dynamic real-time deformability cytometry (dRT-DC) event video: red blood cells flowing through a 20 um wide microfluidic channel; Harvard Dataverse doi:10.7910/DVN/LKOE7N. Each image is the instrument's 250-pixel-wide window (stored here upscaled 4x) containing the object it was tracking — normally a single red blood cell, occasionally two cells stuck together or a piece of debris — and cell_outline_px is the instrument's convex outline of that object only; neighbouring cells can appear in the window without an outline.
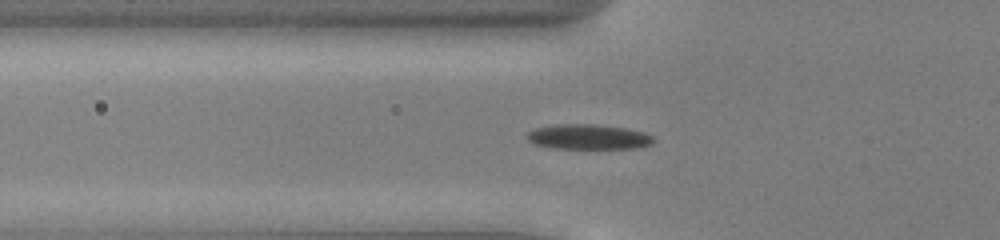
{"species": "common noctule bat (a hibernating species)", "species_latin": "Nyctalus noctula", "temperature_condition": "cold", "stored_images_in_passage": 54, "camera_frame_rate_fps": 3000, "um_per_image_px": 0.085, "animal": {"sex": "male", "body_mass_g": 13.0, "forearm_length_mm": 53.1}, "frame": {"image": 1, "passage_image": 20, "time_ms": 6.333, "image_size_px": [1000, 240], "cell_outline_px": [[656, 140], [652, 144], [636, 148], [548, 148], [532, 144], [524, 136], [528, 132], [536, 128], [552, 124], [596, 124], [624, 128], [644, 132], [652, 136]], "centroid_in_image_um": [49.96, 11.63], "position_along_channel_um": 75.8, "area_um2": 18.67}}
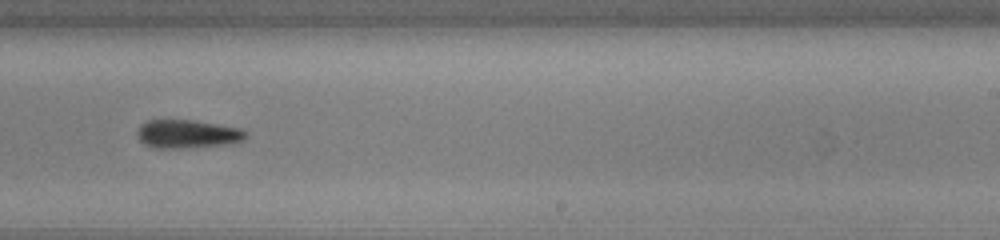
{"frame": {"image": 2, "passage_image": 35, "time_ms": 11.333, "image_size_px": [1000, 240], "cell_outline_px": [[248, 136], [244, 140], [236, 144], [180, 148], [152, 148], [144, 144], [136, 136], [136, 132], [140, 124], [148, 120], [192, 120], [240, 128], [248, 132]], "centroid_in_image_um": [15.95, 11.4], "position_along_channel_um": 273.0, "area_um2": 18.32}}
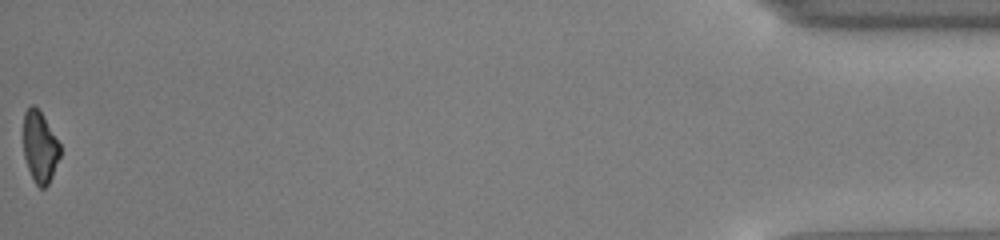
{"frame": {"image": 3, "passage_image": 54, "time_ms": 17.667, "image_size_px": [1000, 240], "cell_outline_px": [[60, 156], [52, 176], [48, 184], [44, 188], [40, 188], [36, 184], [28, 168], [24, 156], [24, 112], [32, 104], [40, 112], [60, 144]], "centroid_in_image_um": [3.39, 12.51], "position_along_channel_um": 431.8, "area_um2": 14.85}, "authors_computed_cell_mechanics": {"area_um2": 17.4267, "velocity_mm_per_s": 3.949, "shape_relaxation_time_tau1_ms": 1.6154, "shape_relaxation_time_tau2_ms": null, "deformation_change_tau1": 0.091, "deformation_change_tau2": null}}